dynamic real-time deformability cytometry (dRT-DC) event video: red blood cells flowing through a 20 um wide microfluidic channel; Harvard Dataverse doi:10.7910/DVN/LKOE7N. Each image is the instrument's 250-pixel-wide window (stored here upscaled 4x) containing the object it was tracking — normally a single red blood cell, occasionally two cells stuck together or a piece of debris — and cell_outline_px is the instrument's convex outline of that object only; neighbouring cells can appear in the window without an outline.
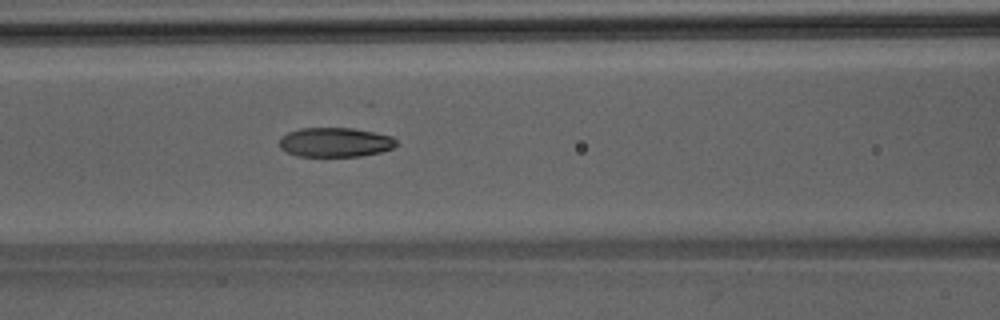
{"species": "Egyptian fruit bat (a non-hibernating species)", "species_latin": "Rousettus aegyptiacus", "temperature_condition": "room temperature", "stored_images_in_passage": 50, "camera_frame_rate_fps": 3000, "um_per_image_px": 0.085, "animal": {"sex": "male"}, "frame": {"image": 1, "passage_image": 22, "time_ms": 7.0, "image_size_px": [1000, 320], "cell_outline_px": [[396, 144], [392, 148], [380, 152], [360, 156], [296, 156], [280, 148], [280, 136], [288, 132], [300, 128], [352, 128], [392, 136], [396, 140]], "centroid_in_image_um": [28.46, 12.09], "position_along_channel_um": 138.1, "area_um2": 19.94}}
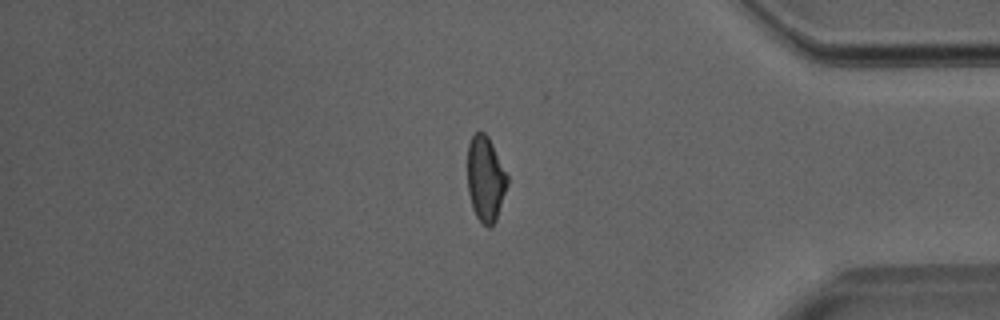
{"frame": {"image": 2, "passage_image": 42, "time_ms": 13.667, "image_size_px": [1000, 320], "cell_outline_px": [[508, 184], [496, 220], [488, 228], [476, 216], [472, 208], [468, 192], [468, 144], [472, 136], [476, 132], [484, 132], [488, 136], [508, 176]], "centroid_in_image_um": [41.27, 15.2], "position_along_channel_um": 393.9, "area_um2": 19.65}}
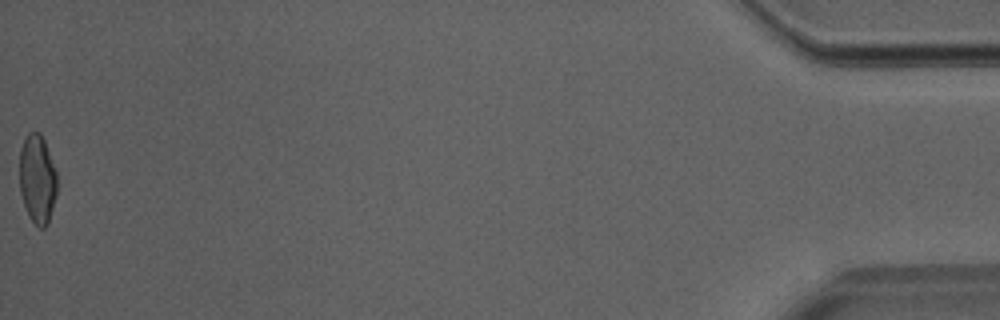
{"frame": {"image": 3, "passage_image": 50, "time_ms": 16.333, "image_size_px": [1000, 320], "cell_outline_px": [[56, 196], [48, 224], [44, 228], [40, 228], [28, 216], [20, 192], [20, 148], [24, 136], [28, 132], [40, 132], [44, 140], [56, 172]], "centroid_in_image_um": [3.16, 15.21], "position_along_channel_um": 432.0, "area_um2": 19.42}}